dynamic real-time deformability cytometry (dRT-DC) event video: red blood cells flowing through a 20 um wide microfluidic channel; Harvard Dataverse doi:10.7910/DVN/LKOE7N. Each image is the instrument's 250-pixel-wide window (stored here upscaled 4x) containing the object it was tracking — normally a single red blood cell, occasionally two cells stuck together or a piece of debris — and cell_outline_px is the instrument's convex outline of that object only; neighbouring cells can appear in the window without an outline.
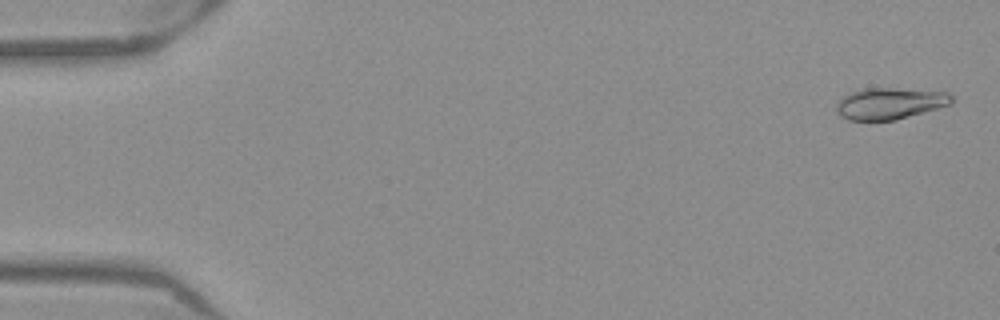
{"species": "Egyptian fruit bat (a non-hibernating species)", "species_latin": "Rousettus aegyptiacus", "temperature_condition": "warm", "stored_images_in_passage": 53, "camera_frame_rate_fps": 3000, "um_per_image_px": 0.085, "frame": {"image": 1, "passage_image": 2, "time_ms": 0.333, "image_size_px": [1000, 320], "cell_outline_px": [[952, 104], [896, 120], [848, 120], [840, 116], [836, 112], [836, 104], [844, 96], [860, 88], [896, 88], [948, 92], [952, 96]], "centroid_in_image_um": [75.63, 8.79], "position_along_channel_um": 9.4, "area_um2": 21.21}}
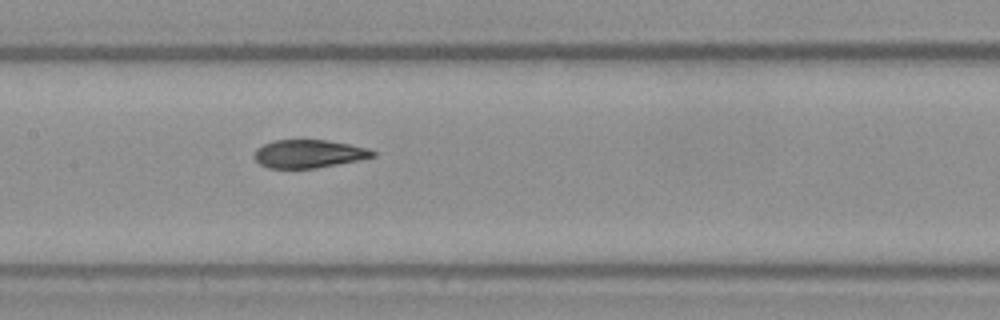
{"frame": {"image": 2, "passage_image": 26, "time_ms": 8.333, "image_size_px": [1000, 320], "cell_outline_px": [[376, 156], [360, 160], [316, 168], [268, 168], [260, 164], [252, 156], [256, 148], [272, 140], [324, 140], [348, 144], [368, 148], [376, 152]], "centroid_in_image_um": [26.23, 13.07], "position_along_channel_um": 181.2, "area_um2": 19.48}}
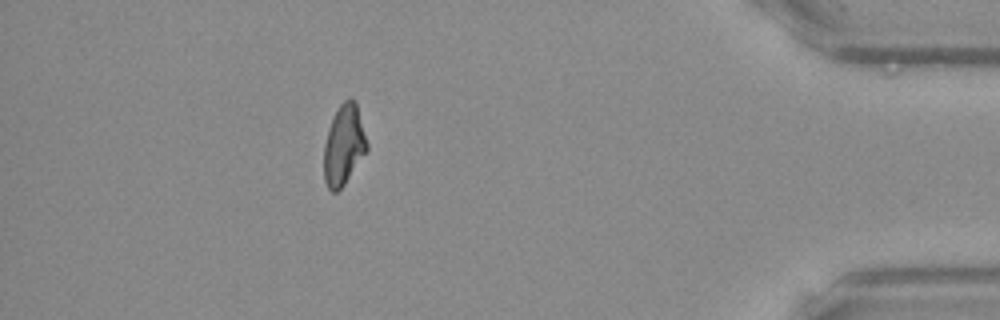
{"frame": {"image": 3, "passage_image": 47, "time_ms": 15.333, "image_size_px": [1000, 320], "cell_outline_px": [[368, 148], [344, 184], [336, 192], [332, 192], [328, 188], [324, 180], [324, 144], [328, 128], [340, 104], [348, 96], [352, 96], [356, 100], [368, 144]], "centroid_in_image_um": [29.22, 12.28], "position_along_channel_um": 406.0, "area_um2": 20.06}, "authors_computed_cell_mechanics": {"area_um2": 20.6346, "velocity_mm_per_s": 3.9044, "shape_relaxation_time_tau1_ms": null, "shape_relaxation_time_tau2_ms": 1.5569, "deformation_change_tau1": null, "deformation_change_tau2": 0.0631}}